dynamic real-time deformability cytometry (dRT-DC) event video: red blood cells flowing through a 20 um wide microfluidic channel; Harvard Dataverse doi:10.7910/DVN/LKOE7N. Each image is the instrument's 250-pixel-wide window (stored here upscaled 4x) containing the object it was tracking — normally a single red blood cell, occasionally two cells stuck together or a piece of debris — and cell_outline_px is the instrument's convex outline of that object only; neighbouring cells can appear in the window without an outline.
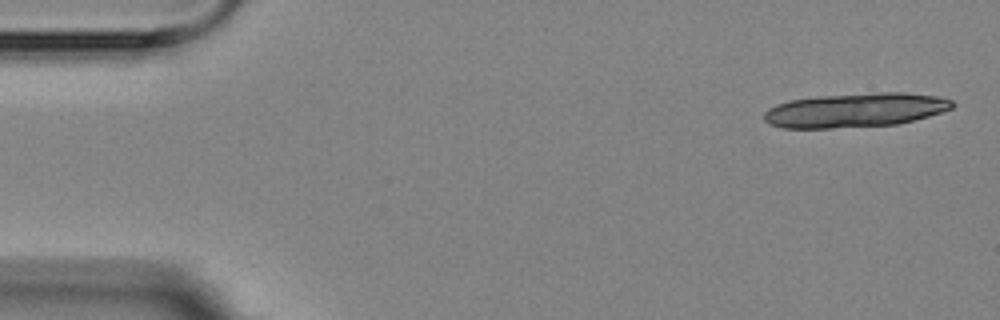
{"species": "Egyptian fruit bat (a non-hibernating species)", "species_latin": "Rousettus aegyptiacus", "temperature_condition": "room temperature", "stored_images_in_passage": 4, "camera_frame_rate_fps": 3000, "um_per_image_px": 0.085, "animal": {"sex": "female"}, "frame": {"image": 1, "passage_image": 1, "time_ms": 0.0, "image_size_px": [1000, 320], "cell_outline_px": [[956, 104], [952, 108], [928, 116], [896, 124], [832, 128], [784, 128], [768, 124], [764, 120], [764, 112], [768, 108], [776, 104], [788, 100], [816, 96], [880, 92], [904, 92], [936, 96], [952, 100]], "centroid_in_image_um": [72.65, 9.35], "position_along_channel_um": 12.3, "area_um2": 37.57}}
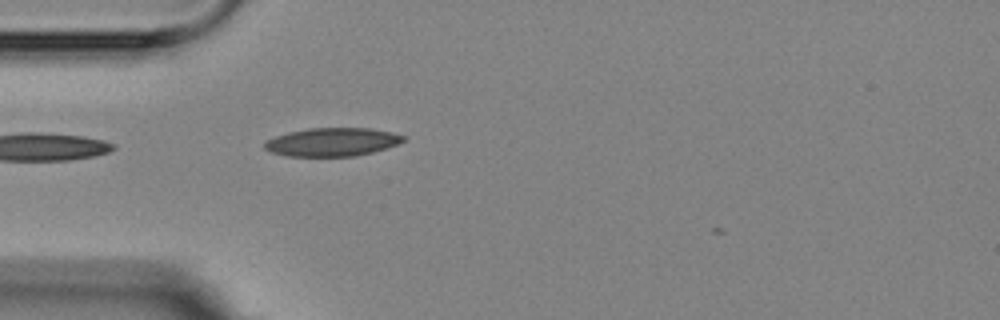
{"frame": {"image": 2, "passage_image": 4, "time_ms": 4.667, "image_size_px": [1000, 320], "cell_outline_px": [[404, 140], [388, 148], [356, 156], [288, 156], [272, 152], [264, 148], [264, 140], [288, 132], [308, 128], [372, 128], [392, 132], [404, 136]], "centroid_in_image_um": [28.22, 12.06], "position_along_channel_um": 56.8, "area_um2": 22.95}}